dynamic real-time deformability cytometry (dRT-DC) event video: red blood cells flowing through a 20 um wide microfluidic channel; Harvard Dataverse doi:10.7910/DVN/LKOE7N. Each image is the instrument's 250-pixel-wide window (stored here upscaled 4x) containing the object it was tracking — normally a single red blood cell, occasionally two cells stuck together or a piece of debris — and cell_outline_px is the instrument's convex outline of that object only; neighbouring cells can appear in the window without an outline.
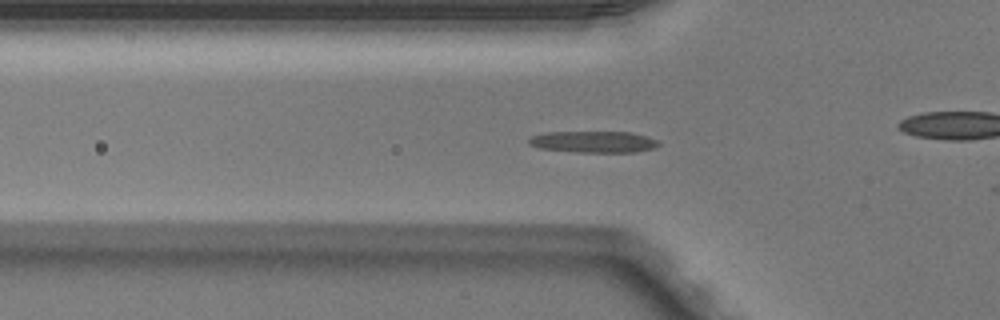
{"species": "Egyptian fruit bat (a non-hibernating species)", "species_latin": "Rousettus aegyptiacus", "temperature_condition": "warm", "stored_images_in_passage": 39, "camera_frame_rate_fps": 3000, "um_per_image_px": 0.085, "animal": {"sex": "male"}, "frame": {"image": 1, "passage_image": 11, "time_ms": 3.333, "image_size_px": [1000, 320], "cell_outline_px": [[660, 144], [656, 148], [636, 152], [580, 152], [540, 148], [528, 144], [528, 140], [532, 136], [544, 132], [632, 132], [648, 136], [660, 140]], "centroid_in_image_um": [50.52, 12.05], "position_along_channel_um": 75.3, "area_um2": 16.42}}
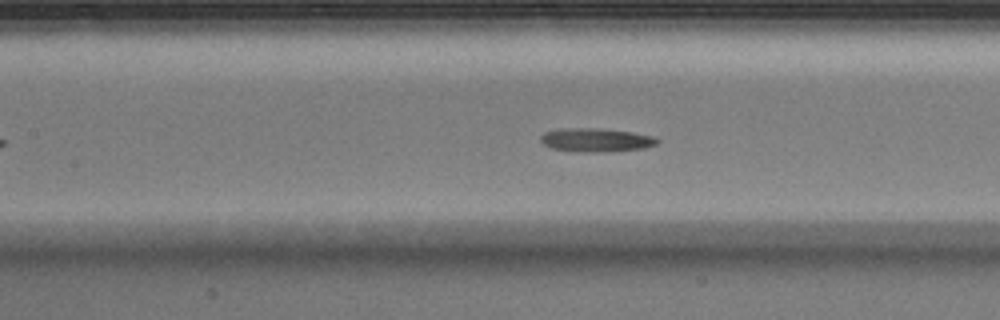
{"frame": {"image": 2, "passage_image": 17, "time_ms": 5.333, "image_size_px": [1000, 320], "cell_outline_px": [[660, 140], [656, 144], [644, 148], [596, 152], [584, 152], [552, 148], [544, 144], [540, 140], [540, 136], [544, 132], [580, 128], [584, 128], [632, 132], [652, 136]], "centroid_in_image_um": [50.68, 11.91], "position_along_channel_um": 156.7, "area_um2": 15.37}}
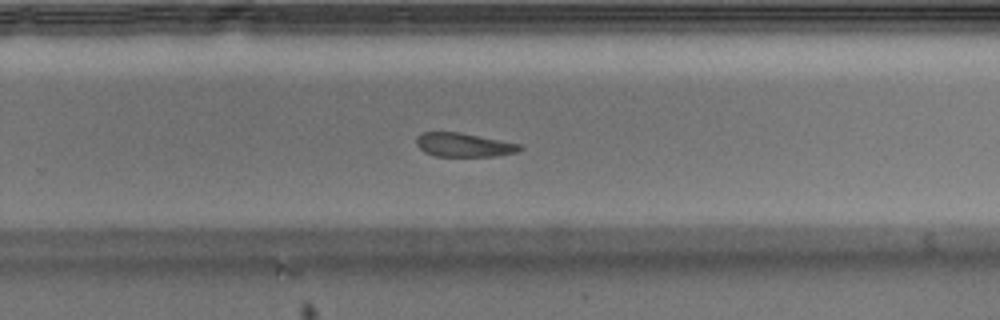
{"frame": {"image": 3, "passage_image": 27, "time_ms": 8.667, "image_size_px": [1000, 320], "cell_outline_px": [[524, 148], [516, 152], [496, 156], [436, 156], [424, 152], [416, 144], [416, 136], [420, 132], [460, 132], [520, 144]], "centroid_in_image_um": [39.39, 12.31], "position_along_channel_um": 290.4, "area_um2": 14.39}, "authors_computed_cell_mechanics": {"area_um2": 15.7216, "velocity_mm_per_s": 4.0251, "shape_relaxation_time_tau1_ms": 3.3355, "shape_relaxation_time_tau2_ms": null, "deformation_change_tau1": 0.1447, "deformation_change_tau2": null}}